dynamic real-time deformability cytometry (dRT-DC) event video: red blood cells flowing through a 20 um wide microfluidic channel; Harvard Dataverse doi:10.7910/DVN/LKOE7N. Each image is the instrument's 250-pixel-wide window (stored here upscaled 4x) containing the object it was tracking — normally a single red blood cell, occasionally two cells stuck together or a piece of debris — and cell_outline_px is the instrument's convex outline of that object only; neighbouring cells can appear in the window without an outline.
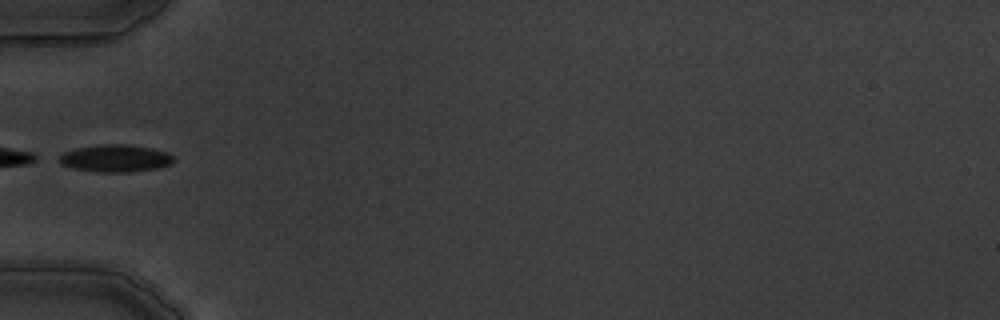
{"species": "common noctule bat (a hibernating species)", "species_latin": "Nyctalus noctula", "temperature_condition": "warm", "stored_images_in_passage": 2, "camera_frame_rate_fps": 3000, "um_per_image_px": 0.085, "animal": {"sex": "male", "body_mass_g": 19.5, "forearm_length_mm": 54.6}, "frame": {"image": 1, "passage_image": 2, "time_ms": 2.0, "image_size_px": [1000, 320], "cell_outline_px": [[172, 164], [156, 168], [132, 172], [96, 172], [72, 168], [60, 164], [60, 156], [64, 152], [76, 148], [100, 144], [124, 144], [152, 148], [168, 152], [172, 156]], "centroid_in_image_um": [9.8, 13.46], "position_along_channel_um": 75.2, "area_um2": 18.21}}